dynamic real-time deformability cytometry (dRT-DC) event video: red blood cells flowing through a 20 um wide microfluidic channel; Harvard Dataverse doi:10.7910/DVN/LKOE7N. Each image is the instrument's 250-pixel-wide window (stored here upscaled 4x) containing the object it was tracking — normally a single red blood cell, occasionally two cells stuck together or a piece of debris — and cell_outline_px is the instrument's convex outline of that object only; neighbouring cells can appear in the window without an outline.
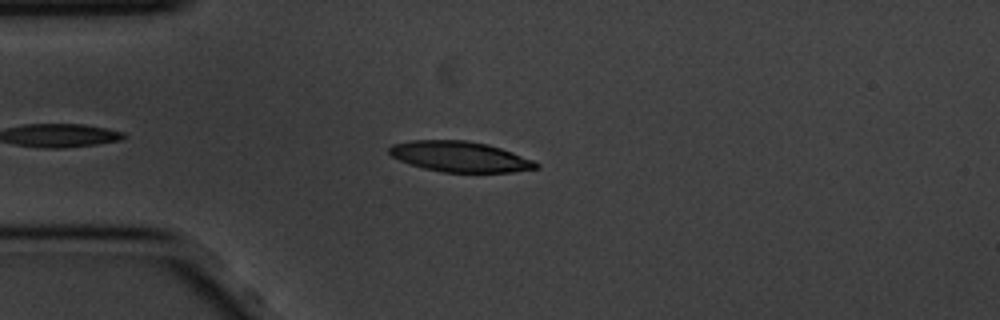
{"species": "common noctule bat (a hibernating species)", "species_latin": "Nyctalus noctula", "temperature_condition": "cold", "stored_images_in_passage": 41, "camera_frame_rate_fps": 3000, "um_per_image_px": 0.085, "animal": {"sex": "male", "body_mass_g": 20.1, "forearm_length_mm": 53.5}, "frame": {"image": 1, "passage_image": 7, "time_ms": 2.0, "image_size_px": [1000, 320], "cell_outline_px": [[540, 168], [512, 172], [444, 172], [424, 168], [400, 160], [392, 156], [388, 152], [388, 148], [392, 144], [408, 140], [464, 140], [488, 144], [512, 152], [532, 160], [540, 164]], "centroid_in_image_um": [39.09, 13.31], "position_along_channel_um": 45.9, "area_um2": 26.01}}
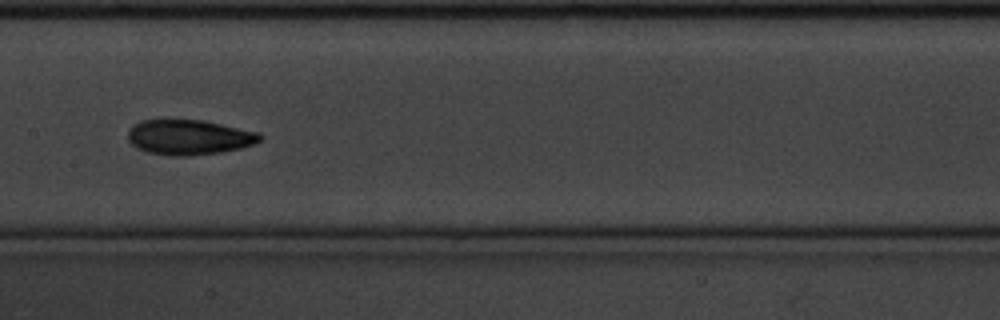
{"frame": {"image": 2, "passage_image": 21, "time_ms": 6.667, "image_size_px": [1000, 320], "cell_outline_px": [[264, 136], [256, 144], [240, 148], [220, 152], [188, 156], [172, 156], [148, 152], [136, 148], [128, 140], [128, 128], [140, 120], [204, 120], [260, 132]], "centroid_in_image_um": [16.08, 11.66], "position_along_channel_um": 191.3, "area_um2": 27.22}}
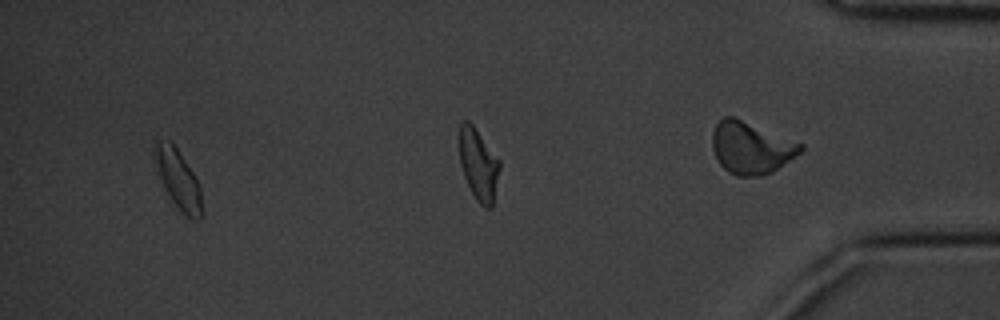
{"frame": {"image": 3, "passage_image": 37, "time_ms": 12.0, "image_size_px": [1000, 320], "cell_outline_px": [[200, 220], [196, 220], [180, 212], [164, 188], [152, 152], [152, 140], [168, 140], [176, 148], [192, 172], [200, 188]], "centroid_in_image_um": [15.07, 15.17], "position_along_channel_um": 420.1, "area_um2": 15.78}, "authors_computed_cell_mechanics": {"area_um2": 25.9522, "velocity_mm_per_s": 3.4269, "shape_relaxation_time_tau1_ms": 3.3759, "shape_relaxation_time_tau2_ms": 6.6302, "deformation_change_tau1": 0.1222, "deformation_change_tau2": 0.1275}}